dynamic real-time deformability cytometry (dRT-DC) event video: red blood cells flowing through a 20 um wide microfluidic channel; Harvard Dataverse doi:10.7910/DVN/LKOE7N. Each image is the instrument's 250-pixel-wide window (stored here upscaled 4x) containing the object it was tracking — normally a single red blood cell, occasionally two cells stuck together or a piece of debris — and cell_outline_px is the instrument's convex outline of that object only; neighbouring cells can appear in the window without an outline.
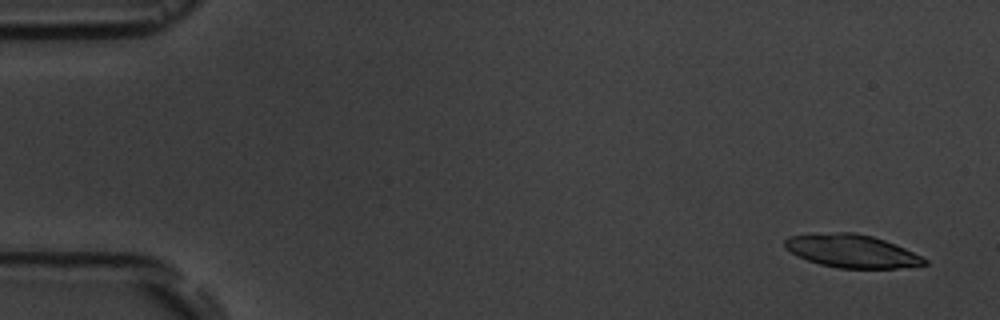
{"species": "common noctule bat (a hibernating species)", "species_latin": "Nyctalus noctula", "temperature_condition": "room temperature", "stored_images_in_passage": 5, "camera_frame_rate_fps": 3000, "um_per_image_px": 0.085, "animal": {"sex": "male", "body_mass_g": 19.5, "forearm_length_mm": 54.6}, "frame": {"image": 1, "passage_image": 1, "time_ms": 0.0, "image_size_px": [1000, 320], "cell_outline_px": [[928, 264], [896, 268], [840, 268], [820, 264], [796, 256], [784, 248], [784, 240], [788, 236], [836, 232], [856, 232], [872, 236], [896, 244], [928, 260]], "centroid_in_image_um": [72.37, 21.33], "position_along_channel_um": 12.6, "area_um2": 26.82}}